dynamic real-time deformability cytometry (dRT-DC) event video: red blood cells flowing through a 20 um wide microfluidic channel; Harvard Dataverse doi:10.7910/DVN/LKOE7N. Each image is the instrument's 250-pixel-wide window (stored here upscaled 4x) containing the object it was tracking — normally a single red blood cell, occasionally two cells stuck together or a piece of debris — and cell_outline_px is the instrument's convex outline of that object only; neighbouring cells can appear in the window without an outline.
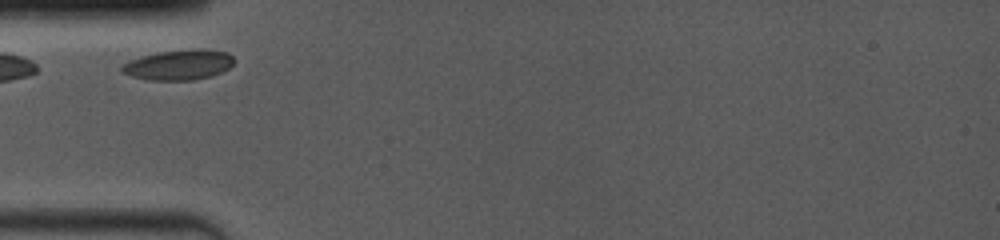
{"species": "common noctule bat (a hibernating species)", "species_latin": "Nyctalus noctula", "temperature_condition": "room temperature", "stored_images_in_passage": 4, "camera_frame_rate_fps": 4000, "um_per_image_px": 0.085, "animal": {"sex": "female", "body_mass_g": 19.0, "forearm_length_mm": 53.3}, "frame": {"image": 1, "passage_image": 1, "time_ms": 0.0, "image_size_px": [1000, 240], "cell_outline_px": [[236, 60], [228, 68], [212, 76], [192, 80], [148, 80], [132, 76], [120, 72], [120, 64], [156, 52], [192, 48], [204, 48], [228, 52]], "centroid_in_image_um": [15.2, 5.49], "position_along_channel_um": 69.8, "area_um2": 20.0}}
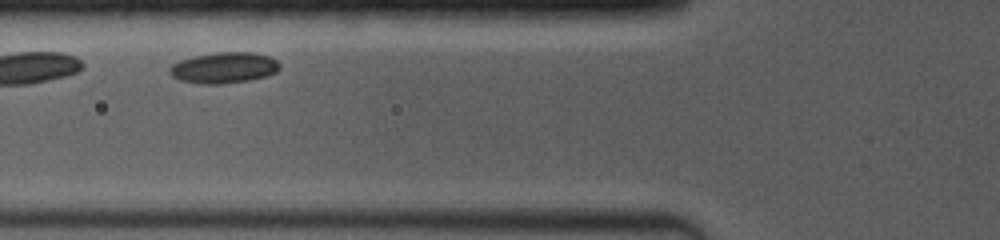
{"frame": {"image": 2, "passage_image": 2, "time_ms": 1.0, "image_size_px": [1000, 240], "cell_outline_px": [[280, 68], [276, 72], [268, 76], [248, 80], [220, 84], [200, 84], [180, 80], [172, 76], [168, 72], [168, 68], [172, 64], [180, 60], [196, 56], [216, 52], [252, 52], [268, 56], [276, 60], [280, 64]], "centroid_in_image_um": [19.03, 5.76], "position_along_channel_um": 106.8, "area_um2": 19.88}}